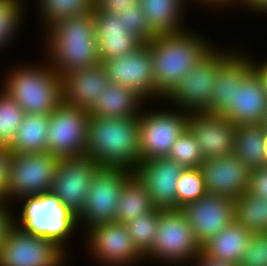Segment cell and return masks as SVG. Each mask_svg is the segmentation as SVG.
I'll use <instances>...</instances> for the list:
<instances>
[{"label": "cell", "instance_id": "cell-44", "mask_svg": "<svg viewBox=\"0 0 267 266\" xmlns=\"http://www.w3.org/2000/svg\"><path fill=\"white\" fill-rule=\"evenodd\" d=\"M241 5L246 6L248 9L251 8V10H255L258 13H267V0H243Z\"/></svg>", "mask_w": 267, "mask_h": 266}, {"label": "cell", "instance_id": "cell-15", "mask_svg": "<svg viewBox=\"0 0 267 266\" xmlns=\"http://www.w3.org/2000/svg\"><path fill=\"white\" fill-rule=\"evenodd\" d=\"M88 229L86 241L88 240L89 250L100 263L108 266H129L145 259L134 246L125 224L112 221Z\"/></svg>", "mask_w": 267, "mask_h": 266}, {"label": "cell", "instance_id": "cell-37", "mask_svg": "<svg viewBox=\"0 0 267 266\" xmlns=\"http://www.w3.org/2000/svg\"><path fill=\"white\" fill-rule=\"evenodd\" d=\"M117 15L120 17L127 30L137 37L143 44H147L155 37L156 34L150 29L139 3L119 11Z\"/></svg>", "mask_w": 267, "mask_h": 266}, {"label": "cell", "instance_id": "cell-36", "mask_svg": "<svg viewBox=\"0 0 267 266\" xmlns=\"http://www.w3.org/2000/svg\"><path fill=\"white\" fill-rule=\"evenodd\" d=\"M22 2L23 0H0V48L8 44L7 41L12 39L20 27L25 10Z\"/></svg>", "mask_w": 267, "mask_h": 266}, {"label": "cell", "instance_id": "cell-8", "mask_svg": "<svg viewBox=\"0 0 267 266\" xmlns=\"http://www.w3.org/2000/svg\"><path fill=\"white\" fill-rule=\"evenodd\" d=\"M58 166V157L49 152L15 154L11 158L10 178L3 202L26 195L50 192Z\"/></svg>", "mask_w": 267, "mask_h": 266}, {"label": "cell", "instance_id": "cell-22", "mask_svg": "<svg viewBox=\"0 0 267 266\" xmlns=\"http://www.w3.org/2000/svg\"><path fill=\"white\" fill-rule=\"evenodd\" d=\"M62 102L87 110L109 85L102 63L61 76Z\"/></svg>", "mask_w": 267, "mask_h": 266}, {"label": "cell", "instance_id": "cell-21", "mask_svg": "<svg viewBox=\"0 0 267 266\" xmlns=\"http://www.w3.org/2000/svg\"><path fill=\"white\" fill-rule=\"evenodd\" d=\"M94 30L101 63L115 57H121L137 50L143 43L122 23L117 14L92 10Z\"/></svg>", "mask_w": 267, "mask_h": 266}, {"label": "cell", "instance_id": "cell-23", "mask_svg": "<svg viewBox=\"0 0 267 266\" xmlns=\"http://www.w3.org/2000/svg\"><path fill=\"white\" fill-rule=\"evenodd\" d=\"M245 56V57H244ZM235 52L218 70L206 113L223 115L233 104L236 84L254 67L247 55Z\"/></svg>", "mask_w": 267, "mask_h": 266}, {"label": "cell", "instance_id": "cell-13", "mask_svg": "<svg viewBox=\"0 0 267 266\" xmlns=\"http://www.w3.org/2000/svg\"><path fill=\"white\" fill-rule=\"evenodd\" d=\"M99 165L86 156L59 157L51 191L77 216L83 210L92 177Z\"/></svg>", "mask_w": 267, "mask_h": 266}, {"label": "cell", "instance_id": "cell-5", "mask_svg": "<svg viewBox=\"0 0 267 266\" xmlns=\"http://www.w3.org/2000/svg\"><path fill=\"white\" fill-rule=\"evenodd\" d=\"M17 200L24 201L23 209L20 211L19 222L15 220L17 217L12 215V224L33 236L52 241L65 253L64 243L76 229L78 216L52 191L26 195Z\"/></svg>", "mask_w": 267, "mask_h": 266}, {"label": "cell", "instance_id": "cell-28", "mask_svg": "<svg viewBox=\"0 0 267 266\" xmlns=\"http://www.w3.org/2000/svg\"><path fill=\"white\" fill-rule=\"evenodd\" d=\"M263 124H243L236 128L234 155L253 171L266 166Z\"/></svg>", "mask_w": 267, "mask_h": 266}, {"label": "cell", "instance_id": "cell-32", "mask_svg": "<svg viewBox=\"0 0 267 266\" xmlns=\"http://www.w3.org/2000/svg\"><path fill=\"white\" fill-rule=\"evenodd\" d=\"M38 5L47 29L63 18L92 11L95 7V0H39Z\"/></svg>", "mask_w": 267, "mask_h": 266}, {"label": "cell", "instance_id": "cell-3", "mask_svg": "<svg viewBox=\"0 0 267 266\" xmlns=\"http://www.w3.org/2000/svg\"><path fill=\"white\" fill-rule=\"evenodd\" d=\"M47 29L46 56L60 76L101 63L92 11L63 18Z\"/></svg>", "mask_w": 267, "mask_h": 266}, {"label": "cell", "instance_id": "cell-41", "mask_svg": "<svg viewBox=\"0 0 267 266\" xmlns=\"http://www.w3.org/2000/svg\"><path fill=\"white\" fill-rule=\"evenodd\" d=\"M139 0H95V7L99 11L111 14H118L119 11L129 8L133 4H138Z\"/></svg>", "mask_w": 267, "mask_h": 266}, {"label": "cell", "instance_id": "cell-1", "mask_svg": "<svg viewBox=\"0 0 267 266\" xmlns=\"http://www.w3.org/2000/svg\"><path fill=\"white\" fill-rule=\"evenodd\" d=\"M188 32L156 34L146 44L152 53L156 94L160 98L166 99L189 70L216 48L204 36Z\"/></svg>", "mask_w": 267, "mask_h": 266}, {"label": "cell", "instance_id": "cell-7", "mask_svg": "<svg viewBox=\"0 0 267 266\" xmlns=\"http://www.w3.org/2000/svg\"><path fill=\"white\" fill-rule=\"evenodd\" d=\"M234 54L214 49L198 65L193 66L166 98L187 114L207 112L217 70Z\"/></svg>", "mask_w": 267, "mask_h": 266}, {"label": "cell", "instance_id": "cell-2", "mask_svg": "<svg viewBox=\"0 0 267 266\" xmlns=\"http://www.w3.org/2000/svg\"><path fill=\"white\" fill-rule=\"evenodd\" d=\"M139 137V116H90L85 156L99 167H121L133 172L140 163Z\"/></svg>", "mask_w": 267, "mask_h": 266}, {"label": "cell", "instance_id": "cell-49", "mask_svg": "<svg viewBox=\"0 0 267 266\" xmlns=\"http://www.w3.org/2000/svg\"><path fill=\"white\" fill-rule=\"evenodd\" d=\"M3 203L2 196L0 195V204Z\"/></svg>", "mask_w": 267, "mask_h": 266}, {"label": "cell", "instance_id": "cell-43", "mask_svg": "<svg viewBox=\"0 0 267 266\" xmlns=\"http://www.w3.org/2000/svg\"><path fill=\"white\" fill-rule=\"evenodd\" d=\"M196 266H235L232 263L216 260L205 256L202 252L193 261Z\"/></svg>", "mask_w": 267, "mask_h": 266}, {"label": "cell", "instance_id": "cell-39", "mask_svg": "<svg viewBox=\"0 0 267 266\" xmlns=\"http://www.w3.org/2000/svg\"><path fill=\"white\" fill-rule=\"evenodd\" d=\"M13 156L9 147L0 146V195L3 197L7 192L10 178V163Z\"/></svg>", "mask_w": 267, "mask_h": 266}, {"label": "cell", "instance_id": "cell-33", "mask_svg": "<svg viewBox=\"0 0 267 266\" xmlns=\"http://www.w3.org/2000/svg\"><path fill=\"white\" fill-rule=\"evenodd\" d=\"M0 146L9 147L25 112L4 90H0Z\"/></svg>", "mask_w": 267, "mask_h": 266}, {"label": "cell", "instance_id": "cell-48", "mask_svg": "<svg viewBox=\"0 0 267 266\" xmlns=\"http://www.w3.org/2000/svg\"><path fill=\"white\" fill-rule=\"evenodd\" d=\"M262 124H263L265 130H267V111H266V114H265L264 122Z\"/></svg>", "mask_w": 267, "mask_h": 266}, {"label": "cell", "instance_id": "cell-38", "mask_svg": "<svg viewBox=\"0 0 267 266\" xmlns=\"http://www.w3.org/2000/svg\"><path fill=\"white\" fill-rule=\"evenodd\" d=\"M238 266H267V232L252 233Z\"/></svg>", "mask_w": 267, "mask_h": 266}, {"label": "cell", "instance_id": "cell-14", "mask_svg": "<svg viewBox=\"0 0 267 266\" xmlns=\"http://www.w3.org/2000/svg\"><path fill=\"white\" fill-rule=\"evenodd\" d=\"M110 83L130 88L144 101L156 94L152 53L146 44L133 53L115 57L102 63Z\"/></svg>", "mask_w": 267, "mask_h": 266}, {"label": "cell", "instance_id": "cell-25", "mask_svg": "<svg viewBox=\"0 0 267 266\" xmlns=\"http://www.w3.org/2000/svg\"><path fill=\"white\" fill-rule=\"evenodd\" d=\"M143 102L144 100L130 88L109 83L87 111L90 116L128 118L140 116Z\"/></svg>", "mask_w": 267, "mask_h": 266}, {"label": "cell", "instance_id": "cell-11", "mask_svg": "<svg viewBox=\"0 0 267 266\" xmlns=\"http://www.w3.org/2000/svg\"><path fill=\"white\" fill-rule=\"evenodd\" d=\"M89 112L61 102L49 114L47 152L56 157L85 156Z\"/></svg>", "mask_w": 267, "mask_h": 266}, {"label": "cell", "instance_id": "cell-46", "mask_svg": "<svg viewBox=\"0 0 267 266\" xmlns=\"http://www.w3.org/2000/svg\"><path fill=\"white\" fill-rule=\"evenodd\" d=\"M265 62V63H264ZM263 63H258L256 64L254 62V67L259 71V73L261 74L264 82H265V87H266V91H267V61H264Z\"/></svg>", "mask_w": 267, "mask_h": 266}, {"label": "cell", "instance_id": "cell-26", "mask_svg": "<svg viewBox=\"0 0 267 266\" xmlns=\"http://www.w3.org/2000/svg\"><path fill=\"white\" fill-rule=\"evenodd\" d=\"M186 0H139L150 29L155 34L176 33L186 30L181 24ZM182 26V27H181Z\"/></svg>", "mask_w": 267, "mask_h": 266}, {"label": "cell", "instance_id": "cell-45", "mask_svg": "<svg viewBox=\"0 0 267 266\" xmlns=\"http://www.w3.org/2000/svg\"><path fill=\"white\" fill-rule=\"evenodd\" d=\"M196 1H199L200 4H207L208 6L212 5L213 7L214 6H220V7H224L229 5L230 4V7H231V4L232 3H236V5H240L242 3L243 0H196ZM238 1V2H237ZM240 3V4H239Z\"/></svg>", "mask_w": 267, "mask_h": 266}, {"label": "cell", "instance_id": "cell-9", "mask_svg": "<svg viewBox=\"0 0 267 266\" xmlns=\"http://www.w3.org/2000/svg\"><path fill=\"white\" fill-rule=\"evenodd\" d=\"M133 172L121 167H98L92 177L83 210L78 216L87 228L115 221L116 208L124 184Z\"/></svg>", "mask_w": 267, "mask_h": 266}, {"label": "cell", "instance_id": "cell-30", "mask_svg": "<svg viewBox=\"0 0 267 266\" xmlns=\"http://www.w3.org/2000/svg\"><path fill=\"white\" fill-rule=\"evenodd\" d=\"M234 220L251 233L267 232V199L245 192L234 199Z\"/></svg>", "mask_w": 267, "mask_h": 266}, {"label": "cell", "instance_id": "cell-27", "mask_svg": "<svg viewBox=\"0 0 267 266\" xmlns=\"http://www.w3.org/2000/svg\"><path fill=\"white\" fill-rule=\"evenodd\" d=\"M49 114H25L9 149L15 154L47 152Z\"/></svg>", "mask_w": 267, "mask_h": 266}, {"label": "cell", "instance_id": "cell-12", "mask_svg": "<svg viewBox=\"0 0 267 266\" xmlns=\"http://www.w3.org/2000/svg\"><path fill=\"white\" fill-rule=\"evenodd\" d=\"M173 111L140 112V162L168 157L172 145L187 128L188 114Z\"/></svg>", "mask_w": 267, "mask_h": 266}, {"label": "cell", "instance_id": "cell-17", "mask_svg": "<svg viewBox=\"0 0 267 266\" xmlns=\"http://www.w3.org/2000/svg\"><path fill=\"white\" fill-rule=\"evenodd\" d=\"M187 128L195 136L204 160L230 156L235 152L236 128L219 114H188Z\"/></svg>", "mask_w": 267, "mask_h": 266}, {"label": "cell", "instance_id": "cell-20", "mask_svg": "<svg viewBox=\"0 0 267 266\" xmlns=\"http://www.w3.org/2000/svg\"><path fill=\"white\" fill-rule=\"evenodd\" d=\"M267 111V91L259 71L253 67L236 84L234 102L222 115L234 125L262 124Z\"/></svg>", "mask_w": 267, "mask_h": 266}, {"label": "cell", "instance_id": "cell-40", "mask_svg": "<svg viewBox=\"0 0 267 266\" xmlns=\"http://www.w3.org/2000/svg\"><path fill=\"white\" fill-rule=\"evenodd\" d=\"M248 191L267 199V166L251 171Z\"/></svg>", "mask_w": 267, "mask_h": 266}, {"label": "cell", "instance_id": "cell-6", "mask_svg": "<svg viewBox=\"0 0 267 266\" xmlns=\"http://www.w3.org/2000/svg\"><path fill=\"white\" fill-rule=\"evenodd\" d=\"M200 253L201 246L185 213L181 209H160L155 241L145 258L182 264L194 261Z\"/></svg>", "mask_w": 267, "mask_h": 266}, {"label": "cell", "instance_id": "cell-24", "mask_svg": "<svg viewBox=\"0 0 267 266\" xmlns=\"http://www.w3.org/2000/svg\"><path fill=\"white\" fill-rule=\"evenodd\" d=\"M252 233L233 220L201 247V252L210 258L238 266Z\"/></svg>", "mask_w": 267, "mask_h": 266}, {"label": "cell", "instance_id": "cell-19", "mask_svg": "<svg viewBox=\"0 0 267 266\" xmlns=\"http://www.w3.org/2000/svg\"><path fill=\"white\" fill-rule=\"evenodd\" d=\"M199 168L207 193L234 200L249 190L251 170L234 154L204 160Z\"/></svg>", "mask_w": 267, "mask_h": 266}, {"label": "cell", "instance_id": "cell-47", "mask_svg": "<svg viewBox=\"0 0 267 266\" xmlns=\"http://www.w3.org/2000/svg\"><path fill=\"white\" fill-rule=\"evenodd\" d=\"M264 143H265L264 145H265L266 166H267V130L265 132Z\"/></svg>", "mask_w": 267, "mask_h": 266}, {"label": "cell", "instance_id": "cell-35", "mask_svg": "<svg viewBox=\"0 0 267 266\" xmlns=\"http://www.w3.org/2000/svg\"><path fill=\"white\" fill-rule=\"evenodd\" d=\"M167 158L184 168H197L204 162L196 138L188 128L174 142Z\"/></svg>", "mask_w": 267, "mask_h": 266}, {"label": "cell", "instance_id": "cell-42", "mask_svg": "<svg viewBox=\"0 0 267 266\" xmlns=\"http://www.w3.org/2000/svg\"><path fill=\"white\" fill-rule=\"evenodd\" d=\"M9 210V211H8ZM7 203L3 202L0 204V243L4 237L9 225L12 223V214Z\"/></svg>", "mask_w": 267, "mask_h": 266}, {"label": "cell", "instance_id": "cell-4", "mask_svg": "<svg viewBox=\"0 0 267 266\" xmlns=\"http://www.w3.org/2000/svg\"><path fill=\"white\" fill-rule=\"evenodd\" d=\"M50 64V65H49ZM23 66L7 76L3 88L25 114H50L62 102V78L50 62Z\"/></svg>", "mask_w": 267, "mask_h": 266}, {"label": "cell", "instance_id": "cell-18", "mask_svg": "<svg viewBox=\"0 0 267 266\" xmlns=\"http://www.w3.org/2000/svg\"><path fill=\"white\" fill-rule=\"evenodd\" d=\"M181 210L201 247L234 220V200L226 196L206 193Z\"/></svg>", "mask_w": 267, "mask_h": 266}, {"label": "cell", "instance_id": "cell-34", "mask_svg": "<svg viewBox=\"0 0 267 266\" xmlns=\"http://www.w3.org/2000/svg\"><path fill=\"white\" fill-rule=\"evenodd\" d=\"M206 193L200 168H184L177 184L176 209H181L186 204L197 201Z\"/></svg>", "mask_w": 267, "mask_h": 266}, {"label": "cell", "instance_id": "cell-10", "mask_svg": "<svg viewBox=\"0 0 267 266\" xmlns=\"http://www.w3.org/2000/svg\"><path fill=\"white\" fill-rule=\"evenodd\" d=\"M65 256L52 241L12 223L0 243V266H64Z\"/></svg>", "mask_w": 267, "mask_h": 266}, {"label": "cell", "instance_id": "cell-16", "mask_svg": "<svg viewBox=\"0 0 267 266\" xmlns=\"http://www.w3.org/2000/svg\"><path fill=\"white\" fill-rule=\"evenodd\" d=\"M184 167L176 161L152 158L135 167L133 175L148 192L154 208L176 209V191Z\"/></svg>", "mask_w": 267, "mask_h": 266}, {"label": "cell", "instance_id": "cell-29", "mask_svg": "<svg viewBox=\"0 0 267 266\" xmlns=\"http://www.w3.org/2000/svg\"><path fill=\"white\" fill-rule=\"evenodd\" d=\"M154 206L144 186L133 175L123 186L116 208V222L126 224L150 212Z\"/></svg>", "mask_w": 267, "mask_h": 266}, {"label": "cell", "instance_id": "cell-31", "mask_svg": "<svg viewBox=\"0 0 267 266\" xmlns=\"http://www.w3.org/2000/svg\"><path fill=\"white\" fill-rule=\"evenodd\" d=\"M160 209L153 208L150 212L135 217L125 224L137 250L145 257L152 249L159 225Z\"/></svg>", "mask_w": 267, "mask_h": 266}]
</instances>
